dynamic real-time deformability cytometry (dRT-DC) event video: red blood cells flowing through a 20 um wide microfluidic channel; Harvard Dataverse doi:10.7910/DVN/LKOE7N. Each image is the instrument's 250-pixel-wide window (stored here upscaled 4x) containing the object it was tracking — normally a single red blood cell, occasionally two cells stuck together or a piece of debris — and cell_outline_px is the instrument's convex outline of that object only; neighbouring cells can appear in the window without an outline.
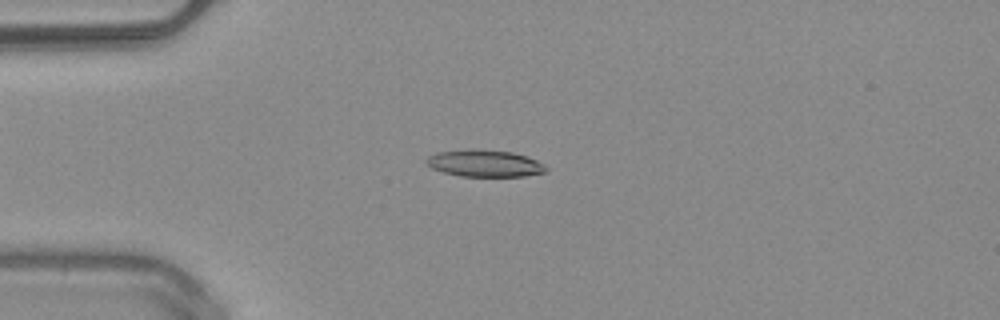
{"species": "common noctule bat (a hibernating species)", "species_latin": "Nyctalus noctula", "temperature_condition": "warm", "stored_images_in_passage": 49, "camera_frame_rate_fps": 3000, "um_per_image_px": 0.085, "animal": {"sex": "male", "body_mass_g": 20.4}, "frame": {"image": 1, "passage_image": 12, "time_ms": 3.667, "image_size_px": [1000, 320], "cell_outline_px": [[548, 172], [524, 176], [460, 176], [444, 172], [432, 168], [424, 164], [424, 160], [428, 156], [436, 152], [468, 148], [476, 148], [512, 152], [528, 156], [544, 164], [548, 168]], "centroid_in_image_um": [41.18, 13.87], "position_along_channel_um": 43.8, "area_um2": 19.19}}
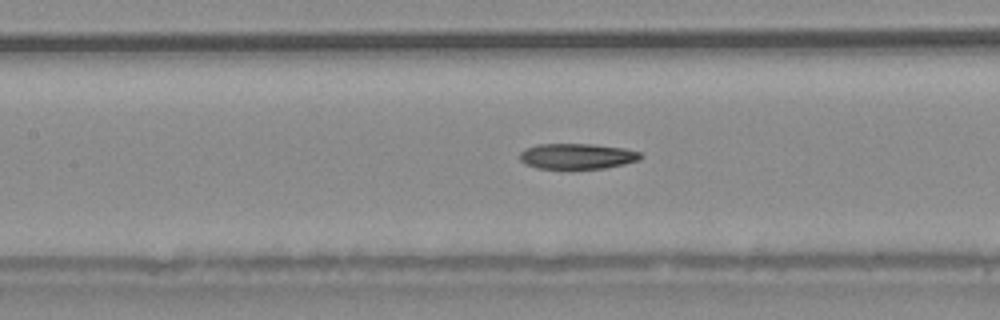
{"frame": {"image": 2, "passage_image": 22, "time_ms": 7.0, "image_size_px": [1000, 320], "cell_outline_px": [[644, 156], [640, 160], [624, 164], [604, 168], [536, 168], [524, 164], [520, 160], [520, 152], [524, 148], [536, 144], [592, 144], [624, 148], [640, 152]], "centroid_in_image_um": [49.05, 13.27], "position_along_channel_um": 158.4, "area_um2": 18.09}}
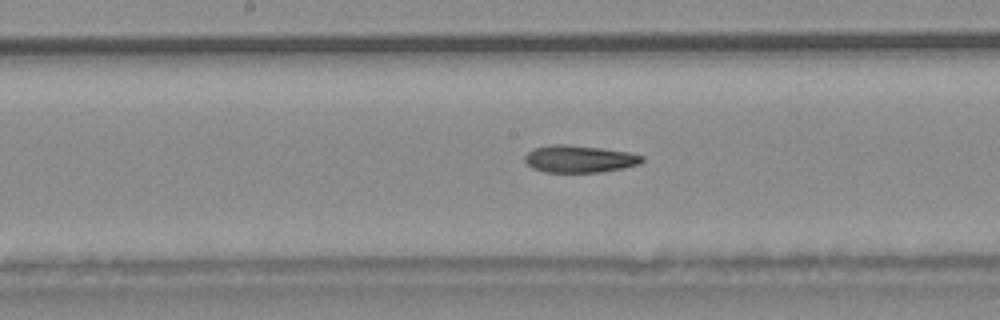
{"frame": {"image": 3, "passage_image": 25, "time_ms": 8.0, "image_size_px": [1000, 320], "cell_outline_px": [[644, 160], [640, 164], [624, 168], [600, 172], [544, 172], [532, 168], [524, 160], [524, 156], [532, 148], [552, 144], [564, 144], [600, 148], [628, 152], [644, 156]], "centroid_in_image_um": [49.23, 13.51], "position_along_channel_um": 199.0, "area_um2": 18.67}, "authors_computed_cell_mechanics": {"area_um2": 18.785, "velocity_mm_per_s": 4.0802, "shape_relaxation_time_tau1_ms": null, "shape_relaxation_time_tau2_ms": 4.8341, "deformation_change_tau1": null, "deformation_change_tau2": 0.1407}}